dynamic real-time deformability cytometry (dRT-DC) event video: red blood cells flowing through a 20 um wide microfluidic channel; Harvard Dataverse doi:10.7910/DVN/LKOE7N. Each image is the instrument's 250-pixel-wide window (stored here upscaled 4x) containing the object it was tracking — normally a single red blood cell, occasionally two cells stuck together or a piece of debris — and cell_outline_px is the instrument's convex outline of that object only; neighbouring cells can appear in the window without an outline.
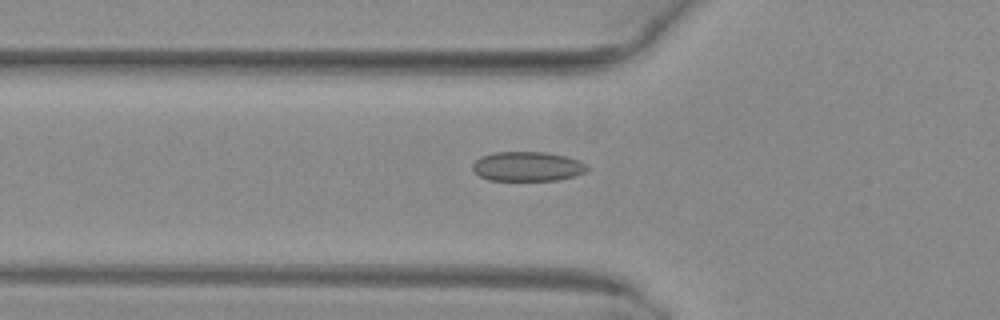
{"species": "common noctule bat (a hibernating species)", "species_latin": "Nyctalus noctula", "temperature_condition": "warm", "stored_images_in_passage": 52, "camera_frame_rate_fps": 3000, "um_per_image_px": 0.085, "animal": {"sex": "female", "body_mass_g": 29.2, "forearm_length_mm": 56.3}, "frame": {"image": 1, "passage_image": 19, "time_ms": 6.0, "image_size_px": [1000, 320], "cell_outline_px": [[588, 168], [584, 172], [572, 176], [556, 180], [488, 180], [480, 176], [472, 168], [472, 164], [480, 156], [496, 152], [544, 152], [568, 156], [580, 160]], "centroid_in_image_um": [44.81, 14.13], "position_along_channel_um": 81.0, "area_um2": 19.59}}
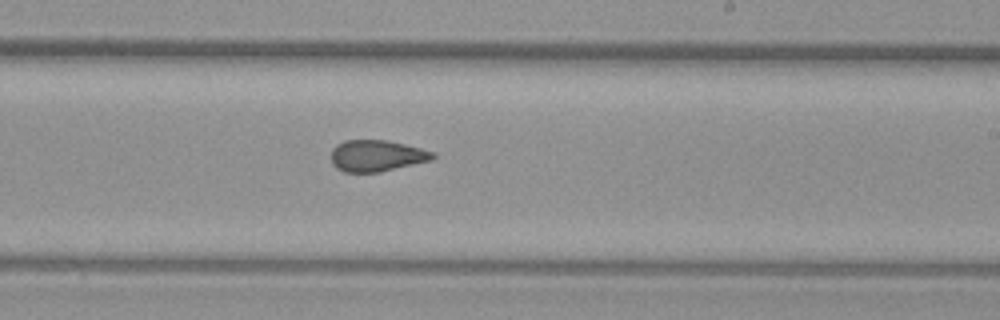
{"frame": {"image": 2, "passage_image": 32, "time_ms": 10.333, "image_size_px": [1000, 320], "cell_outline_px": [[436, 156], [432, 160], [380, 172], [344, 172], [336, 168], [332, 164], [332, 148], [336, 144], [344, 140], [388, 140], [436, 152]], "centroid_in_image_um": [32.02, 13.23], "position_along_channel_um": 257.0, "area_um2": 18.73}}
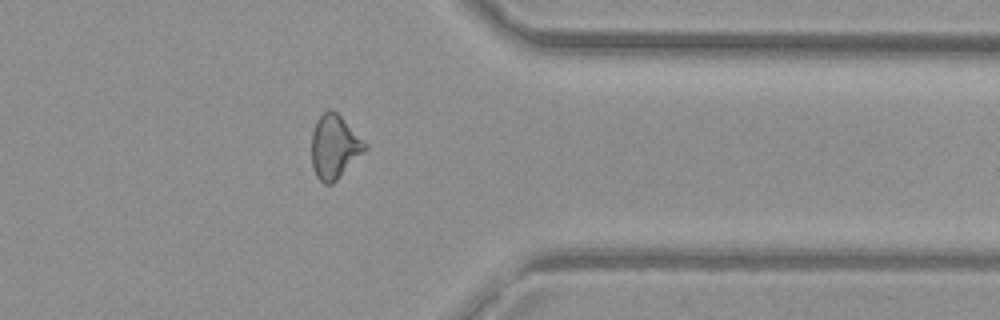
{"frame": {"image": 3, "passage_image": 42, "time_ms": 13.667, "image_size_px": [1000, 320], "cell_outline_px": [[368, 148], [332, 184], [324, 184], [316, 176], [312, 168], [312, 132], [316, 120], [328, 108], [332, 108], [368, 144]], "centroid_in_image_um": [28.42, 12.47], "position_along_channel_um": 383.0, "area_um2": 19.77}, "authors_computed_cell_mechanics": {"area_um2": 19.7965, "velocity_mm_per_s": 4.0465, "shape_relaxation_time_tau1_ms": null, "shape_relaxation_time_tau2_ms": 1.7311, "deformation_change_tau1": null, "deformation_change_tau2": 0.0842}}